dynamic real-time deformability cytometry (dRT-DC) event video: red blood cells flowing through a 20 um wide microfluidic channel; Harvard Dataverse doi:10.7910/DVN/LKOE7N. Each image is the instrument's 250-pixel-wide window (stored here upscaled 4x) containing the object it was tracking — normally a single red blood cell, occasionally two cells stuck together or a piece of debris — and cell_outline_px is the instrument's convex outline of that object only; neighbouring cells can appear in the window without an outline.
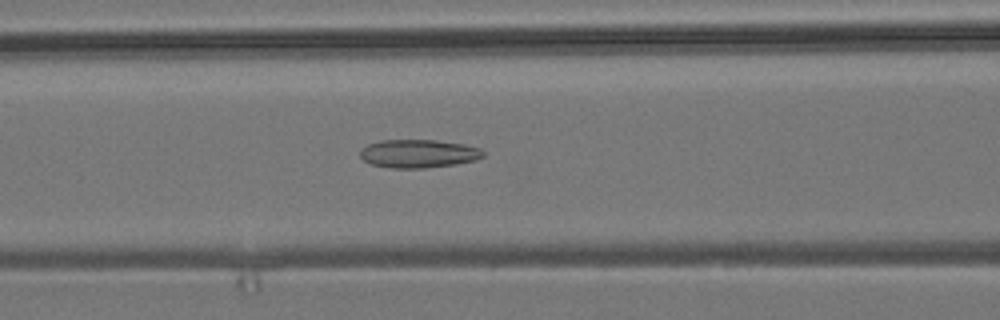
{"species": "common noctule bat (a hibernating species)", "species_latin": "Nyctalus noctula", "temperature_condition": "room temperature", "stored_images_in_passage": 50, "camera_frame_rate_fps": 3000, "um_per_image_px": 0.085, "animal": {"sex": "male", "body_mass_g": 19.2, "forearm_length_mm": 51.8}, "frame": {"image": 1, "passage_image": 19, "time_ms": 6.0, "image_size_px": [1000, 320], "cell_outline_px": [[484, 156], [472, 160], [456, 164], [424, 168], [392, 168], [372, 164], [364, 160], [360, 156], [360, 148], [368, 144], [380, 140], [436, 140], [464, 144], [480, 148], [484, 152]], "centroid_in_image_um": [35.54, 13.05], "position_along_channel_um": 131.1, "area_um2": 20.23}}
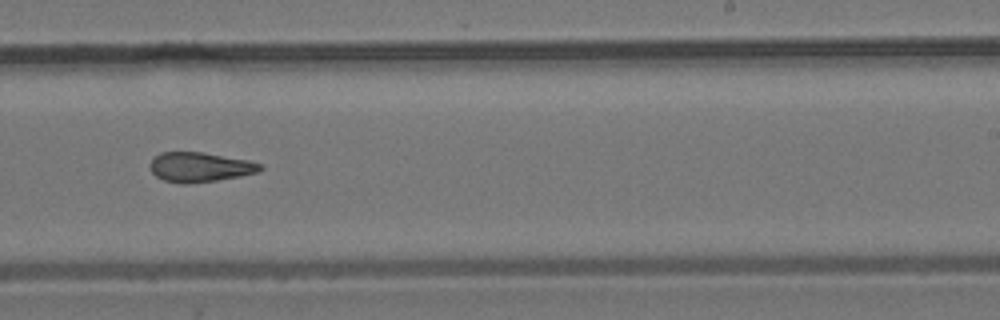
{"frame": {"image": 2, "passage_image": 30, "time_ms": 9.667, "image_size_px": [1000, 320], "cell_outline_px": [[264, 168], [260, 172], [240, 176], [216, 180], [188, 184], [180, 184], [164, 180], [156, 176], [152, 172], [148, 164], [160, 152], [204, 152], [248, 160], [264, 164]], "centroid_in_image_um": [17.02, 14.2], "position_along_channel_um": 272.0, "area_um2": 19.25}}
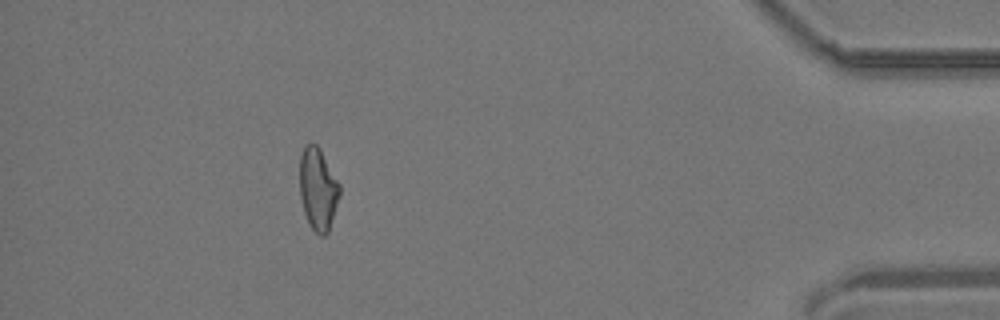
{"frame": {"image": 3, "passage_image": 45, "time_ms": 14.667, "image_size_px": [1000, 320], "cell_outline_px": [[340, 196], [328, 232], [324, 236], [320, 236], [308, 224], [304, 212], [300, 196], [300, 156], [304, 144], [316, 144], [320, 148], [340, 184]], "centroid_in_image_um": [27.03, 16.06], "position_along_channel_um": 408.2, "area_um2": 19.25}, "authors_computed_cell_mechanics": {"area_um2": 19.6231, "velocity_mm_per_s": 3.8522, "shape_relaxation_time_tau1_ms": null, "shape_relaxation_time_tau2_ms": 4.1682, "deformation_change_tau1": null, "deformation_change_tau2": 0.14}}